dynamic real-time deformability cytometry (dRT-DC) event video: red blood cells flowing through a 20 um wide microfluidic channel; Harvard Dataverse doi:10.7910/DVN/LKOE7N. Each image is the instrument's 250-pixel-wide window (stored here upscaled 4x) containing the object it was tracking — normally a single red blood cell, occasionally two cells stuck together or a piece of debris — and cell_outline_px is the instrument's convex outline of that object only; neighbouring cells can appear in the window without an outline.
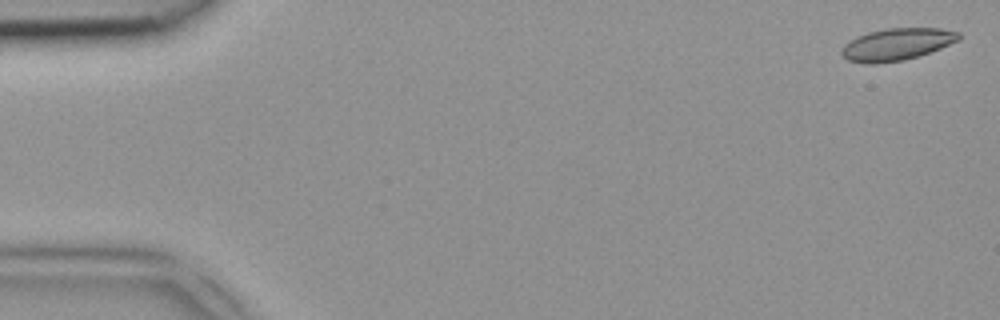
{"species": "common noctule bat (a hibernating species)", "species_latin": "Nyctalus noctula", "temperature_condition": "room temperature", "stored_images_in_passage": 46, "camera_frame_rate_fps": 3000, "um_per_image_px": 0.085, "animal": {"sex": "female", "body_mass_g": 18.4}, "frame": {"image": 1, "passage_image": 1, "time_ms": 0.0, "image_size_px": [1000, 320], "cell_outline_px": [[960, 40], [940, 48], [904, 60], [876, 64], [864, 64], [848, 60], [840, 52], [840, 48], [844, 44], [856, 36], [868, 32], [888, 28], [940, 28], [960, 32]], "centroid_in_image_um": [76.19, 3.76], "position_along_channel_um": 8.8, "area_um2": 21.96}}
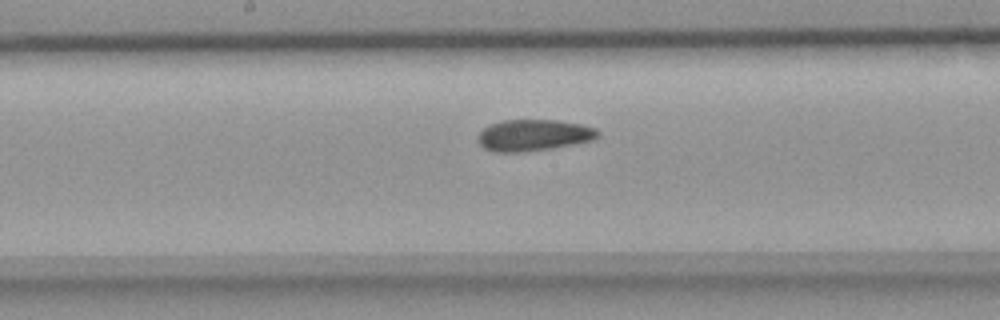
{"frame": {"image": 2, "passage_image": 24, "time_ms": 7.667, "image_size_px": [1000, 320], "cell_outline_px": [[600, 136], [592, 140], [552, 148], [520, 152], [496, 152], [484, 148], [480, 144], [480, 132], [484, 128], [492, 124], [504, 120], [556, 120], [580, 124], [596, 128], [600, 132]], "centroid_in_image_um": [45.4, 11.49], "position_along_channel_um": 202.8, "area_um2": 21.68}}
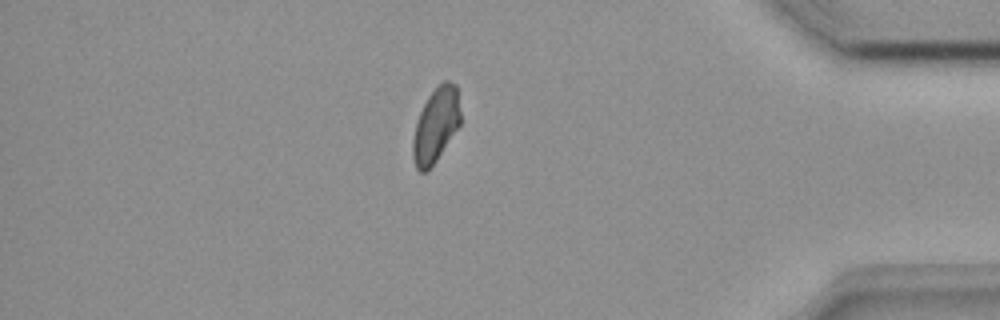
{"frame": {"image": 3, "passage_image": 40, "time_ms": 13.0, "image_size_px": [1000, 320], "cell_outline_px": [[460, 124], [428, 172], [420, 172], [416, 168], [412, 156], [412, 140], [416, 124], [420, 112], [428, 96], [444, 80], [448, 80], [456, 84], [460, 112]], "centroid_in_image_um": [37.03, 10.65], "position_along_channel_um": 398.2, "area_um2": 20.46}}